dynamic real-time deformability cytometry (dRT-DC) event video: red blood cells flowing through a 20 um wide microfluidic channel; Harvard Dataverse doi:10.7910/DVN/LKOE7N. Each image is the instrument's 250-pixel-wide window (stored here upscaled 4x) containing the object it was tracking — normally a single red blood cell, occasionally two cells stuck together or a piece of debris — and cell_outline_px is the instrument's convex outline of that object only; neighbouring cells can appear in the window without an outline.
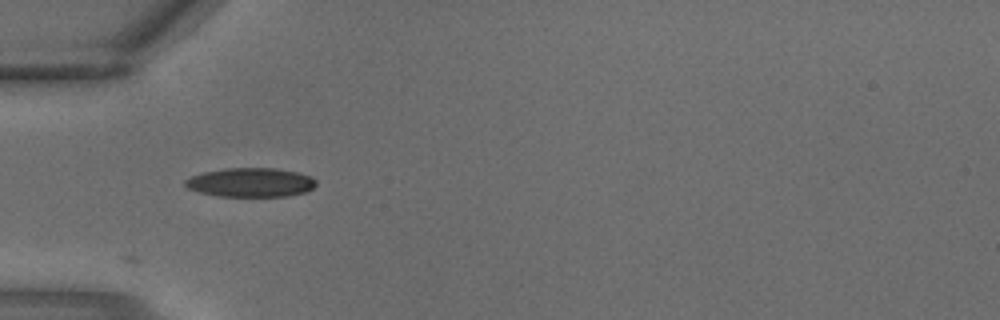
{"species": "common noctule bat (a hibernating species)", "species_latin": "Nyctalus noctula", "temperature_condition": "warm", "stored_images_in_passage": 3, "camera_frame_rate_fps": 3000, "um_per_image_px": 0.085, "animal": {"sex": "male", "body_mass_g": 18.8}, "frame": {"image": 1, "passage_image": 3, "time_ms": 0.667, "image_size_px": [1000, 320], "cell_outline_px": [[316, 184], [308, 192], [288, 196], [220, 196], [200, 192], [188, 188], [184, 184], [184, 180], [192, 176], [204, 172], [224, 168], [276, 168], [296, 172], [312, 176], [316, 180]], "centroid_in_image_um": [21.34, 15.5], "position_along_channel_um": 63.7, "area_um2": 22.2}}